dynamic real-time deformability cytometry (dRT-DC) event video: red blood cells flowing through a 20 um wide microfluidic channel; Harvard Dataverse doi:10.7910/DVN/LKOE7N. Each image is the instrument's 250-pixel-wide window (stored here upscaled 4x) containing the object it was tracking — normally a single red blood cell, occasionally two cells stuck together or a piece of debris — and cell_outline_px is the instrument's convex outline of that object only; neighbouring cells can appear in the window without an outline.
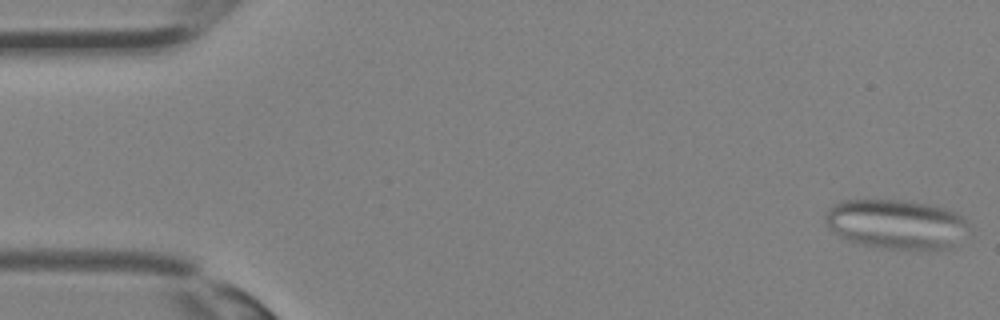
{"species": "Egyptian fruit bat (a non-hibernating species)", "species_latin": "Rousettus aegyptiacus", "temperature_condition": "room temperature", "stored_images_in_passage": 9, "camera_frame_rate_fps": 3000, "um_per_image_px": 0.085, "animal": {"sex": "female"}, "frame": {"image": 1, "passage_image": 1, "time_ms": 0.0, "image_size_px": [1000, 320], "cell_outline_px": [[972, 228], [952, 248], [884, 248], [864, 244], [848, 240], [840, 236], [828, 228], [828, 208], [832, 204], [840, 200], [904, 200], [928, 204], [944, 208], [956, 212]], "centroid_in_image_um": [76.22, 19.03], "position_along_channel_um": 8.8, "area_um2": 41.04}}